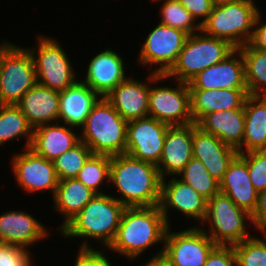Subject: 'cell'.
Masks as SVG:
<instances>
[{"label":"cell","instance_id":"cell-1","mask_svg":"<svg viewBox=\"0 0 266 266\" xmlns=\"http://www.w3.org/2000/svg\"><path fill=\"white\" fill-rule=\"evenodd\" d=\"M110 183L125 207L160 205L162 178L155 164L127 154L110 156Z\"/></svg>","mask_w":266,"mask_h":266},{"label":"cell","instance_id":"cell-2","mask_svg":"<svg viewBox=\"0 0 266 266\" xmlns=\"http://www.w3.org/2000/svg\"><path fill=\"white\" fill-rule=\"evenodd\" d=\"M168 227L160 206L126 207L107 249L131 262L157 243L163 244Z\"/></svg>","mask_w":266,"mask_h":266},{"label":"cell","instance_id":"cell-3","mask_svg":"<svg viewBox=\"0 0 266 266\" xmlns=\"http://www.w3.org/2000/svg\"><path fill=\"white\" fill-rule=\"evenodd\" d=\"M125 208L113 195L96 194L59 232L64 238H84L79 248H93L89 239L99 241L102 249L108 248L116 236Z\"/></svg>","mask_w":266,"mask_h":266},{"label":"cell","instance_id":"cell-4","mask_svg":"<svg viewBox=\"0 0 266 266\" xmlns=\"http://www.w3.org/2000/svg\"><path fill=\"white\" fill-rule=\"evenodd\" d=\"M127 123L112 104L101 97L80 130V140L93 154L108 156L125 154Z\"/></svg>","mask_w":266,"mask_h":266},{"label":"cell","instance_id":"cell-5","mask_svg":"<svg viewBox=\"0 0 266 266\" xmlns=\"http://www.w3.org/2000/svg\"><path fill=\"white\" fill-rule=\"evenodd\" d=\"M259 8L254 0L214 6L201 24L202 33L228 41L238 49L249 43Z\"/></svg>","mask_w":266,"mask_h":266},{"label":"cell","instance_id":"cell-6","mask_svg":"<svg viewBox=\"0 0 266 266\" xmlns=\"http://www.w3.org/2000/svg\"><path fill=\"white\" fill-rule=\"evenodd\" d=\"M200 33V34H199ZM236 48L228 41L202 34L189 35L172 68L165 74L180 82L188 83L206 68L223 61Z\"/></svg>","mask_w":266,"mask_h":266},{"label":"cell","instance_id":"cell-7","mask_svg":"<svg viewBox=\"0 0 266 266\" xmlns=\"http://www.w3.org/2000/svg\"><path fill=\"white\" fill-rule=\"evenodd\" d=\"M250 225L248 224V222ZM209 224V231L199 227L216 245H234L252 237L248 227L252 224L251 214L239 208L226 194L218 192L207 200V209L201 224ZM247 223V224H246Z\"/></svg>","mask_w":266,"mask_h":266},{"label":"cell","instance_id":"cell-8","mask_svg":"<svg viewBox=\"0 0 266 266\" xmlns=\"http://www.w3.org/2000/svg\"><path fill=\"white\" fill-rule=\"evenodd\" d=\"M36 37L38 45L27 49L34 61L37 83L58 92L73 85L78 77L63 46L49 36Z\"/></svg>","mask_w":266,"mask_h":266},{"label":"cell","instance_id":"cell-9","mask_svg":"<svg viewBox=\"0 0 266 266\" xmlns=\"http://www.w3.org/2000/svg\"><path fill=\"white\" fill-rule=\"evenodd\" d=\"M165 74L150 72L148 116L170 126L193 123L190 111V90L188 83L177 82L178 86H151L165 80Z\"/></svg>","mask_w":266,"mask_h":266},{"label":"cell","instance_id":"cell-10","mask_svg":"<svg viewBox=\"0 0 266 266\" xmlns=\"http://www.w3.org/2000/svg\"><path fill=\"white\" fill-rule=\"evenodd\" d=\"M37 83L33 58L25 47L13 45L4 55L0 68V104L16 105Z\"/></svg>","mask_w":266,"mask_h":266},{"label":"cell","instance_id":"cell-11","mask_svg":"<svg viewBox=\"0 0 266 266\" xmlns=\"http://www.w3.org/2000/svg\"><path fill=\"white\" fill-rule=\"evenodd\" d=\"M168 227L162 256L170 266H204L207 257L216 246L212 239L197 226L179 232Z\"/></svg>","mask_w":266,"mask_h":266},{"label":"cell","instance_id":"cell-12","mask_svg":"<svg viewBox=\"0 0 266 266\" xmlns=\"http://www.w3.org/2000/svg\"><path fill=\"white\" fill-rule=\"evenodd\" d=\"M188 36L184 31L159 22L145 37L138 53V62L143 66L155 65L152 72L166 74L175 64Z\"/></svg>","mask_w":266,"mask_h":266},{"label":"cell","instance_id":"cell-13","mask_svg":"<svg viewBox=\"0 0 266 266\" xmlns=\"http://www.w3.org/2000/svg\"><path fill=\"white\" fill-rule=\"evenodd\" d=\"M12 172L18 186L27 193L52 191L54 195L59 179L53 161L37 155L31 148L12 156Z\"/></svg>","mask_w":266,"mask_h":266},{"label":"cell","instance_id":"cell-14","mask_svg":"<svg viewBox=\"0 0 266 266\" xmlns=\"http://www.w3.org/2000/svg\"><path fill=\"white\" fill-rule=\"evenodd\" d=\"M169 126L149 116L129 121L125 154L158 165Z\"/></svg>","mask_w":266,"mask_h":266},{"label":"cell","instance_id":"cell-15","mask_svg":"<svg viewBox=\"0 0 266 266\" xmlns=\"http://www.w3.org/2000/svg\"><path fill=\"white\" fill-rule=\"evenodd\" d=\"M169 179L170 180H168V177L167 179H162L161 200L159 205L168 226L171 224V221L169 222L170 219H168L170 218L168 211H171V208L175 210V212L178 211L181 215H185L187 218L190 217L191 219H195V221H199L201 224L206 214L207 199L191 186L180 180L179 177L176 178V176H172V178L169 177Z\"/></svg>","mask_w":266,"mask_h":266},{"label":"cell","instance_id":"cell-16","mask_svg":"<svg viewBox=\"0 0 266 266\" xmlns=\"http://www.w3.org/2000/svg\"><path fill=\"white\" fill-rule=\"evenodd\" d=\"M188 85L189 89H247L241 51L235 49L223 61L198 73Z\"/></svg>","mask_w":266,"mask_h":266},{"label":"cell","instance_id":"cell-17","mask_svg":"<svg viewBox=\"0 0 266 266\" xmlns=\"http://www.w3.org/2000/svg\"><path fill=\"white\" fill-rule=\"evenodd\" d=\"M124 60L120 54L106 48L97 53L88 63L86 76L81 80L100 97H106L118 84L128 76Z\"/></svg>","mask_w":266,"mask_h":266},{"label":"cell","instance_id":"cell-18","mask_svg":"<svg viewBox=\"0 0 266 266\" xmlns=\"http://www.w3.org/2000/svg\"><path fill=\"white\" fill-rule=\"evenodd\" d=\"M193 123L169 126L160 161L157 165L162 179L177 176L193 157Z\"/></svg>","mask_w":266,"mask_h":266},{"label":"cell","instance_id":"cell-19","mask_svg":"<svg viewBox=\"0 0 266 266\" xmlns=\"http://www.w3.org/2000/svg\"><path fill=\"white\" fill-rule=\"evenodd\" d=\"M193 157L199 159L219 183L238 151L193 123Z\"/></svg>","mask_w":266,"mask_h":266},{"label":"cell","instance_id":"cell-20","mask_svg":"<svg viewBox=\"0 0 266 266\" xmlns=\"http://www.w3.org/2000/svg\"><path fill=\"white\" fill-rule=\"evenodd\" d=\"M49 230L33 215L10 210L0 215V242L30 249L34 243L49 237ZM46 237V238H45Z\"/></svg>","mask_w":266,"mask_h":266},{"label":"cell","instance_id":"cell-21","mask_svg":"<svg viewBox=\"0 0 266 266\" xmlns=\"http://www.w3.org/2000/svg\"><path fill=\"white\" fill-rule=\"evenodd\" d=\"M129 77L105 97L127 122L148 117L150 92V73L147 76L149 83Z\"/></svg>","mask_w":266,"mask_h":266},{"label":"cell","instance_id":"cell-22","mask_svg":"<svg viewBox=\"0 0 266 266\" xmlns=\"http://www.w3.org/2000/svg\"><path fill=\"white\" fill-rule=\"evenodd\" d=\"M100 98L87 84L78 79L73 85L59 92L58 122L73 127L76 131L80 130Z\"/></svg>","mask_w":266,"mask_h":266},{"label":"cell","instance_id":"cell-23","mask_svg":"<svg viewBox=\"0 0 266 266\" xmlns=\"http://www.w3.org/2000/svg\"><path fill=\"white\" fill-rule=\"evenodd\" d=\"M190 111L193 123L205 115L220 111L244 108L247 89H189Z\"/></svg>","mask_w":266,"mask_h":266},{"label":"cell","instance_id":"cell-24","mask_svg":"<svg viewBox=\"0 0 266 266\" xmlns=\"http://www.w3.org/2000/svg\"><path fill=\"white\" fill-rule=\"evenodd\" d=\"M16 105L33 129L58 122L59 92L41 84L30 88Z\"/></svg>","mask_w":266,"mask_h":266},{"label":"cell","instance_id":"cell-25","mask_svg":"<svg viewBox=\"0 0 266 266\" xmlns=\"http://www.w3.org/2000/svg\"><path fill=\"white\" fill-rule=\"evenodd\" d=\"M73 127L60 122L41 125L33 129L30 148L39 156L54 160L80 141V134Z\"/></svg>","mask_w":266,"mask_h":266},{"label":"cell","instance_id":"cell-26","mask_svg":"<svg viewBox=\"0 0 266 266\" xmlns=\"http://www.w3.org/2000/svg\"><path fill=\"white\" fill-rule=\"evenodd\" d=\"M220 192L226 194L239 208L249 214L253 213L258 191L251 183L247 163L239 155L229 164L220 182Z\"/></svg>","mask_w":266,"mask_h":266},{"label":"cell","instance_id":"cell-27","mask_svg":"<svg viewBox=\"0 0 266 266\" xmlns=\"http://www.w3.org/2000/svg\"><path fill=\"white\" fill-rule=\"evenodd\" d=\"M245 111L244 108L220 110L205 115L197 126L203 131L218 137L226 145L242 153L244 137Z\"/></svg>","mask_w":266,"mask_h":266},{"label":"cell","instance_id":"cell-28","mask_svg":"<svg viewBox=\"0 0 266 266\" xmlns=\"http://www.w3.org/2000/svg\"><path fill=\"white\" fill-rule=\"evenodd\" d=\"M244 111L242 153L266 150V96L248 95Z\"/></svg>","mask_w":266,"mask_h":266},{"label":"cell","instance_id":"cell-29","mask_svg":"<svg viewBox=\"0 0 266 266\" xmlns=\"http://www.w3.org/2000/svg\"><path fill=\"white\" fill-rule=\"evenodd\" d=\"M96 195L76 178L59 180L57 189L53 195L54 208L61 213L64 221L60 224V230L75 217Z\"/></svg>","mask_w":266,"mask_h":266},{"label":"cell","instance_id":"cell-30","mask_svg":"<svg viewBox=\"0 0 266 266\" xmlns=\"http://www.w3.org/2000/svg\"><path fill=\"white\" fill-rule=\"evenodd\" d=\"M24 137L27 142L23 149L31 146L33 139V128L29 125L27 118L20 108L14 104H0V146Z\"/></svg>","mask_w":266,"mask_h":266},{"label":"cell","instance_id":"cell-31","mask_svg":"<svg viewBox=\"0 0 266 266\" xmlns=\"http://www.w3.org/2000/svg\"><path fill=\"white\" fill-rule=\"evenodd\" d=\"M241 51L249 95L266 96V51L253 48L249 43Z\"/></svg>","mask_w":266,"mask_h":266},{"label":"cell","instance_id":"cell-32","mask_svg":"<svg viewBox=\"0 0 266 266\" xmlns=\"http://www.w3.org/2000/svg\"><path fill=\"white\" fill-rule=\"evenodd\" d=\"M176 177H181L180 180L191 186L207 200L220 191V183L209 174L203 163L195 157H192Z\"/></svg>","mask_w":266,"mask_h":266},{"label":"cell","instance_id":"cell-33","mask_svg":"<svg viewBox=\"0 0 266 266\" xmlns=\"http://www.w3.org/2000/svg\"><path fill=\"white\" fill-rule=\"evenodd\" d=\"M76 179L96 194H105L102 184L110 183V156L93 154L80 169Z\"/></svg>","mask_w":266,"mask_h":266},{"label":"cell","instance_id":"cell-34","mask_svg":"<svg viewBox=\"0 0 266 266\" xmlns=\"http://www.w3.org/2000/svg\"><path fill=\"white\" fill-rule=\"evenodd\" d=\"M92 155L90 148L80 140L71 149L52 160L58 179L76 178L80 169Z\"/></svg>","mask_w":266,"mask_h":266},{"label":"cell","instance_id":"cell-35","mask_svg":"<svg viewBox=\"0 0 266 266\" xmlns=\"http://www.w3.org/2000/svg\"><path fill=\"white\" fill-rule=\"evenodd\" d=\"M162 24L186 32L188 35L201 31V25L178 0H164L160 7Z\"/></svg>","mask_w":266,"mask_h":266},{"label":"cell","instance_id":"cell-36","mask_svg":"<svg viewBox=\"0 0 266 266\" xmlns=\"http://www.w3.org/2000/svg\"><path fill=\"white\" fill-rule=\"evenodd\" d=\"M237 266H266V241L252 236L232 245Z\"/></svg>","mask_w":266,"mask_h":266},{"label":"cell","instance_id":"cell-37","mask_svg":"<svg viewBox=\"0 0 266 266\" xmlns=\"http://www.w3.org/2000/svg\"><path fill=\"white\" fill-rule=\"evenodd\" d=\"M238 155L247 163L253 187L258 192L266 190V150L239 153Z\"/></svg>","mask_w":266,"mask_h":266},{"label":"cell","instance_id":"cell-38","mask_svg":"<svg viewBox=\"0 0 266 266\" xmlns=\"http://www.w3.org/2000/svg\"><path fill=\"white\" fill-rule=\"evenodd\" d=\"M30 249L0 242V266H34Z\"/></svg>","mask_w":266,"mask_h":266},{"label":"cell","instance_id":"cell-39","mask_svg":"<svg viewBox=\"0 0 266 266\" xmlns=\"http://www.w3.org/2000/svg\"><path fill=\"white\" fill-rule=\"evenodd\" d=\"M105 249L79 248L74 266H112Z\"/></svg>","mask_w":266,"mask_h":266},{"label":"cell","instance_id":"cell-40","mask_svg":"<svg viewBox=\"0 0 266 266\" xmlns=\"http://www.w3.org/2000/svg\"><path fill=\"white\" fill-rule=\"evenodd\" d=\"M204 266H237L233 246L216 245L208 255Z\"/></svg>","mask_w":266,"mask_h":266},{"label":"cell","instance_id":"cell-41","mask_svg":"<svg viewBox=\"0 0 266 266\" xmlns=\"http://www.w3.org/2000/svg\"><path fill=\"white\" fill-rule=\"evenodd\" d=\"M178 1L189 11V13L195 18L196 21L200 23V25L208 18L214 7L211 0Z\"/></svg>","mask_w":266,"mask_h":266},{"label":"cell","instance_id":"cell-42","mask_svg":"<svg viewBox=\"0 0 266 266\" xmlns=\"http://www.w3.org/2000/svg\"><path fill=\"white\" fill-rule=\"evenodd\" d=\"M253 227L263 234L266 240V190L258 192L257 204L251 214Z\"/></svg>","mask_w":266,"mask_h":266},{"label":"cell","instance_id":"cell-43","mask_svg":"<svg viewBox=\"0 0 266 266\" xmlns=\"http://www.w3.org/2000/svg\"><path fill=\"white\" fill-rule=\"evenodd\" d=\"M261 16V12L259 11L255 19L253 34L249 44L255 49L266 51V22H261Z\"/></svg>","mask_w":266,"mask_h":266},{"label":"cell","instance_id":"cell-44","mask_svg":"<svg viewBox=\"0 0 266 266\" xmlns=\"http://www.w3.org/2000/svg\"><path fill=\"white\" fill-rule=\"evenodd\" d=\"M163 248L155 253V255L151 256L150 260H148L144 265L141 266H170L169 262L162 256Z\"/></svg>","mask_w":266,"mask_h":266},{"label":"cell","instance_id":"cell-45","mask_svg":"<svg viewBox=\"0 0 266 266\" xmlns=\"http://www.w3.org/2000/svg\"><path fill=\"white\" fill-rule=\"evenodd\" d=\"M11 42L4 41L0 43V68L3 60V55L13 46Z\"/></svg>","mask_w":266,"mask_h":266},{"label":"cell","instance_id":"cell-46","mask_svg":"<svg viewBox=\"0 0 266 266\" xmlns=\"http://www.w3.org/2000/svg\"><path fill=\"white\" fill-rule=\"evenodd\" d=\"M213 6L223 5V4H229V3H235L241 0H211Z\"/></svg>","mask_w":266,"mask_h":266}]
</instances>
